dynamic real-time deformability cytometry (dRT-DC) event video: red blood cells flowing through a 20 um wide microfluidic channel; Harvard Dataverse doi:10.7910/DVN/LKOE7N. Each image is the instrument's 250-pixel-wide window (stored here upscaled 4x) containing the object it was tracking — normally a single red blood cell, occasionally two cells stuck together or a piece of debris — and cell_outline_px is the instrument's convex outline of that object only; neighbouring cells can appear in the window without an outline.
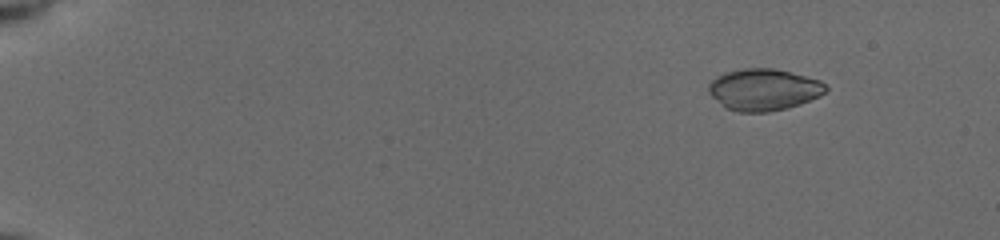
{"species": "common noctule bat (a hibernating species)", "species_latin": "Nyctalus noctula", "temperature_condition": "cold", "stored_images_in_passage": 54, "camera_frame_rate_fps": 3000, "um_per_image_px": 0.085, "animal": {"sex": "female", "body_mass_g": 19.5, "forearm_length_mm": 54.1}, "frame": {"image": 1, "passage_image": 7, "time_ms": 2.0, "image_size_px": [1000, 240], "cell_outline_px": [[828, 88], [820, 96], [784, 108], [768, 112], [740, 112], [724, 108], [708, 92], [708, 84], [716, 76], [724, 72], [744, 68], [772, 68], [820, 80]], "centroid_in_image_um": [64.85, 7.61], "position_along_channel_um": 20.1, "area_um2": 28.21}}
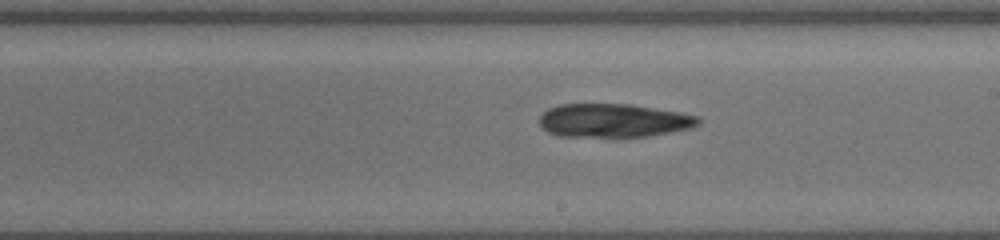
{"frame": {"image": 2, "passage_image": 34, "time_ms": 11.0, "image_size_px": [1000, 240], "cell_outline_px": [[700, 120], [696, 124], [688, 128], [648, 136], [616, 140], [560, 136], [548, 132], [540, 124], [540, 116], [548, 108], [560, 104], [628, 104], [680, 112], [700, 116]], "centroid_in_image_um": [52.1, 10.29], "position_along_channel_um": 236.9, "area_um2": 31.91}}
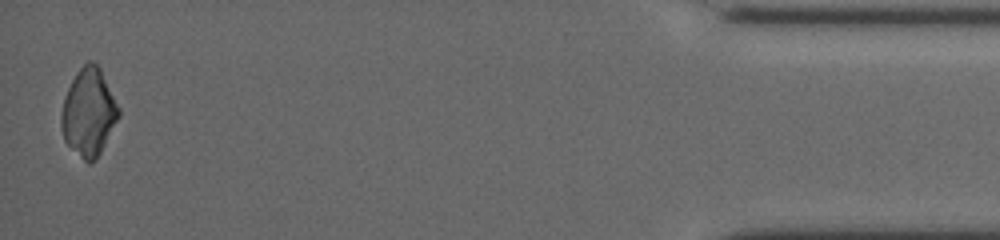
{"frame": {"image": 3, "passage_image": 54, "time_ms": 17.667, "image_size_px": [1000, 240], "cell_outline_px": [[120, 116], [96, 160], [88, 164], [64, 140], [60, 124], [60, 112], [64, 96], [76, 72], [88, 60], [92, 60], [100, 68], [120, 108]], "centroid_in_image_um": [7.53, 9.54], "position_along_channel_um": 427.7, "area_um2": 29.3}}